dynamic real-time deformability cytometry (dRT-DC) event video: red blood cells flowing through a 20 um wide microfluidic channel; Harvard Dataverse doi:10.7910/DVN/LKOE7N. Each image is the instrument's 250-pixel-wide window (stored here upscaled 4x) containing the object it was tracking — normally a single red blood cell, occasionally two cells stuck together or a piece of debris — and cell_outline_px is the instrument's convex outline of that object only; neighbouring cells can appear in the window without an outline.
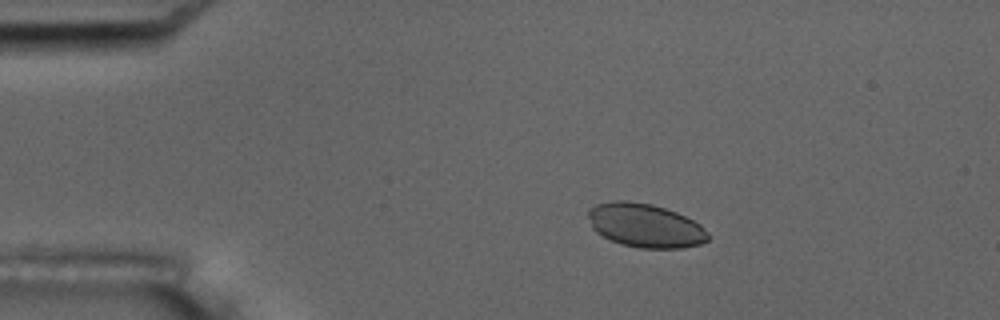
{"species": "common noctule bat (a hibernating species)", "species_latin": "Nyctalus noctula", "temperature_condition": "room temperature", "stored_images_in_passage": 6, "camera_frame_rate_fps": 3000, "um_per_image_px": 0.085, "animal": {"sex": "male", "body_mass_g": 17.5, "forearm_length_mm": 52.3}, "frame": {"image": 1, "passage_image": 4, "time_ms": 3.333, "image_size_px": [1000, 320], "cell_outline_px": [[708, 240], [700, 244], [684, 248], [640, 248], [620, 244], [596, 232], [592, 228], [588, 216], [588, 208], [596, 204], [616, 200], [628, 200], [652, 204], [676, 212], [700, 224], [708, 232]], "centroid_in_image_um": [54.83, 19.16], "position_along_channel_um": 30.2, "area_um2": 30.63}}